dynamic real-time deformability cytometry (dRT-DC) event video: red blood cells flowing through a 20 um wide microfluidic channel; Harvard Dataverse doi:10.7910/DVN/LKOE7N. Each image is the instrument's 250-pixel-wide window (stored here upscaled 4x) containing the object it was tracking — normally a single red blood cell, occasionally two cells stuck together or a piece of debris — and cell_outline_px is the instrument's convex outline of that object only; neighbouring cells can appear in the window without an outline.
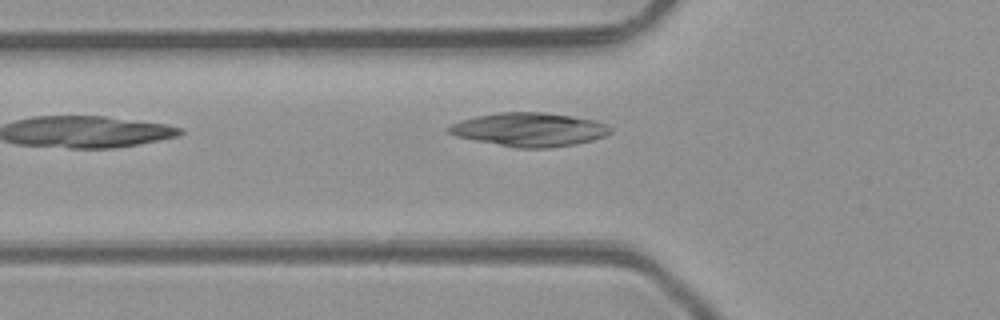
{"species": "common noctule bat (a hibernating species)", "species_latin": "Nyctalus noctula", "temperature_condition": "room temperature", "stored_images_in_passage": 3, "camera_frame_rate_fps": 3000, "um_per_image_px": 0.085, "animal": {"sex": "male", "body_mass_g": 23.1, "forearm_length_mm": 52.7}, "frame": {"image": 1, "passage_image": 3, "time_ms": 2.333, "image_size_px": [1000, 320], "cell_outline_px": [[612, 132], [604, 136], [592, 140], [576, 144], [548, 148], [516, 148], [456, 136], [448, 132], [444, 128], [452, 124], [476, 116], [500, 112], [544, 112], [572, 116], [596, 120], [608, 124], [612, 128]], "centroid_in_image_um": [45.04, 11.01], "position_along_channel_um": 80.8, "area_um2": 31.73}}